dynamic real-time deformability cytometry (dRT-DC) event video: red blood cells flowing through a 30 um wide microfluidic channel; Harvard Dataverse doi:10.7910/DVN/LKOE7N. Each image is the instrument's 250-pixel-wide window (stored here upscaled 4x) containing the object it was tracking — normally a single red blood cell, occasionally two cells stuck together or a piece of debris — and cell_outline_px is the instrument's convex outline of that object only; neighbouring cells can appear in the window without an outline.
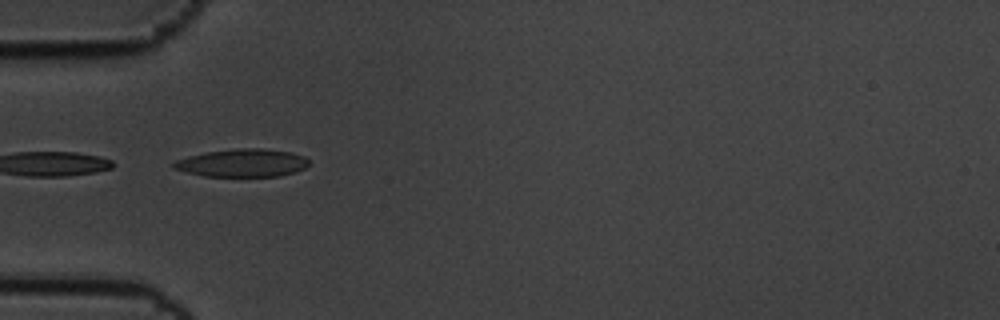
{"species": "common noctule bat (a hibernating species)", "species_latin": "Nyctalus noctula", "temperature_condition": "cold", "stored_images_in_passage": 8, "camera_frame_rate_fps": 3000, "um_per_image_px": 0.085, "animal": {"sex": "male", "body_mass_g": 19.5, "forearm_length_mm": 54.6}, "frame": {"image": 1, "passage_image": 6, "time_ms": 1.667, "image_size_px": [1000, 320], "cell_outline_px": [[308, 164], [304, 168], [280, 176], [204, 176], [172, 168], [172, 164], [176, 160], [188, 156], [208, 152], [240, 148], [260, 148], [292, 152], [304, 156], [308, 160]], "centroid_in_image_um": [20.6, 13.84], "position_along_channel_um": 64.4, "area_um2": 21.73}}
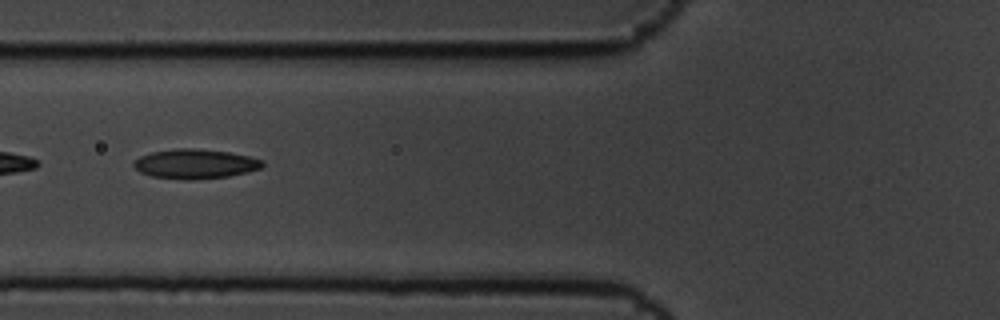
{"frame": {"image": 2, "passage_image": 7, "time_ms": 2.0, "image_size_px": [1000, 320], "cell_outline_px": [[264, 164], [260, 168], [248, 172], [228, 176], [192, 180], [184, 180], [152, 176], [140, 172], [132, 164], [140, 156], [152, 152], [176, 148], [192, 148], [228, 152], [248, 156], [264, 160]], "centroid_in_image_um": [16.59, 13.93], "position_along_channel_um": 109.2, "area_um2": 22.08}}
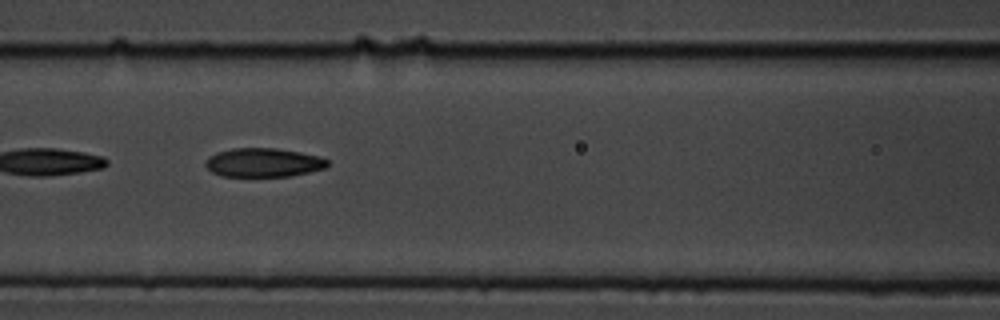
{"frame": {"image": 3, "passage_image": 8, "time_ms": 2.333, "image_size_px": [1000, 320], "cell_outline_px": [[328, 164], [324, 168], [292, 176], [220, 176], [212, 172], [204, 164], [204, 160], [208, 156], [216, 152], [232, 148], [276, 148], [300, 152], [320, 156], [328, 160]], "centroid_in_image_um": [22.35, 13.81], "position_along_channel_um": 144.3, "area_um2": 20.63}}